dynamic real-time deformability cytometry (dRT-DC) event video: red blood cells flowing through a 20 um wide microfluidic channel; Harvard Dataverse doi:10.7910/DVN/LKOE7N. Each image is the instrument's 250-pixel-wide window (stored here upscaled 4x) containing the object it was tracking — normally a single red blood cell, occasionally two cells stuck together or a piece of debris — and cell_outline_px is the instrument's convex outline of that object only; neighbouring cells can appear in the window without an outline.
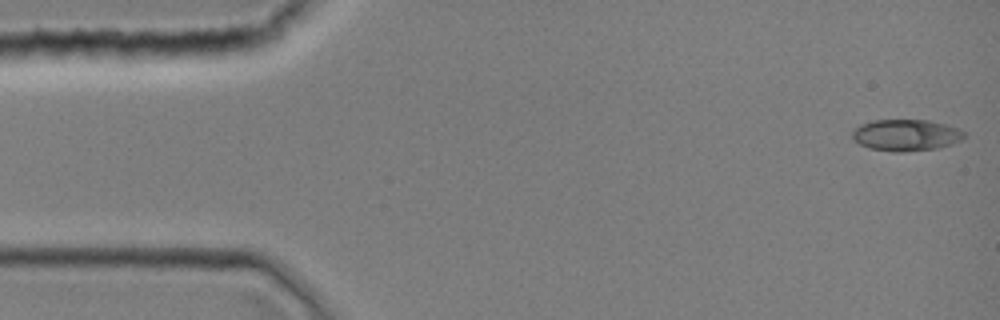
{"species": "common noctule bat (a hibernating species)", "species_latin": "Nyctalus noctula", "temperature_condition": "room temperature", "stored_images_in_passage": 43, "camera_frame_rate_fps": 3000, "um_per_image_px": 0.085, "animal": {"sex": "female", "body_mass_g": 19.0, "forearm_length_mm": 51.5}, "frame": {"image": 1, "passage_image": 1, "time_ms": 0.0, "image_size_px": [1000, 320], "cell_outline_px": [[964, 136], [960, 140], [936, 148], [900, 152], [896, 152], [868, 148], [860, 144], [852, 136], [852, 132], [860, 124], [872, 120], [928, 120], [944, 124], [956, 128], [964, 132]], "centroid_in_image_um": [76.96, 11.47], "position_along_channel_um": 8.0, "area_um2": 20.17}}
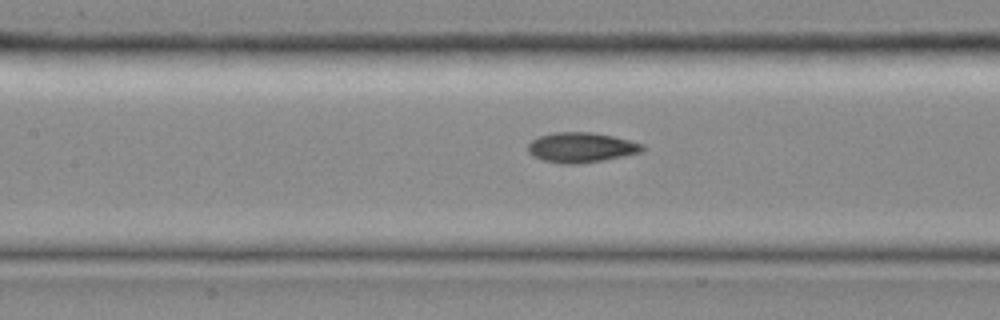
{"frame": {"image": 2, "passage_image": 19, "time_ms": 6.0, "image_size_px": [1000, 320], "cell_outline_px": [[648, 148], [640, 152], [624, 156], [604, 160], [576, 164], [560, 164], [540, 160], [532, 156], [528, 152], [528, 144], [532, 140], [540, 136], [552, 132], [592, 132], [612, 136], [644, 144]], "centroid_in_image_um": [49.39, 12.54], "position_along_channel_um": 158.0, "area_um2": 20.23}}
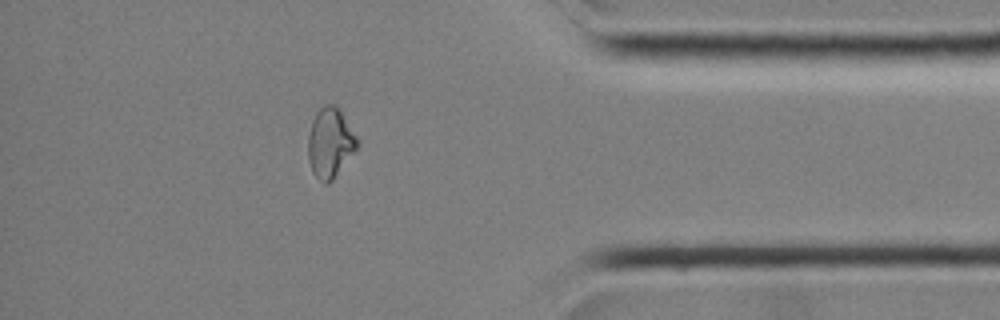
{"frame": {"image": 3, "passage_image": 37, "time_ms": 12.0, "image_size_px": [1000, 320], "cell_outline_px": [[360, 144], [332, 180], [328, 184], [324, 184], [312, 172], [308, 160], [308, 136], [312, 120], [316, 112], [324, 104], [336, 104], [340, 108], [360, 140]], "centroid_in_image_um": [28.08, 12.1], "position_along_channel_um": 407.1, "area_um2": 20.29}}